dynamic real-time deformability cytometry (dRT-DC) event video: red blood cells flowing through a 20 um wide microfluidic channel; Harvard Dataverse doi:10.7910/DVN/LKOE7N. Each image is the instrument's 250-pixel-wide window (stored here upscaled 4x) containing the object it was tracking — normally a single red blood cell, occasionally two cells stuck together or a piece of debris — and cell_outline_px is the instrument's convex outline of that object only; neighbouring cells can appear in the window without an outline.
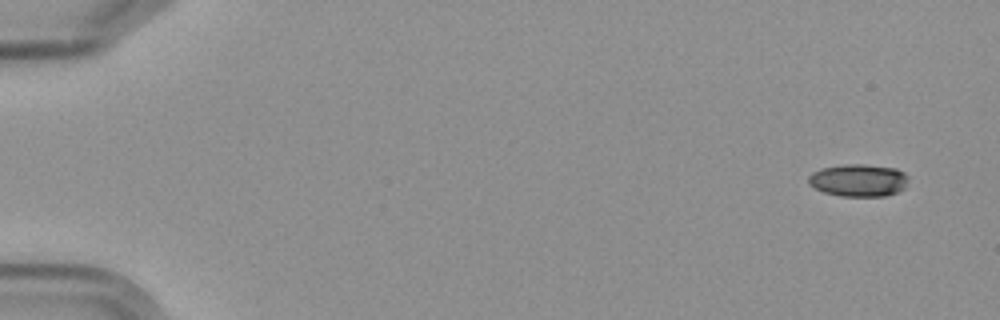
{"species": "Egyptian fruit bat (a non-hibernating species)", "species_latin": "Rousettus aegyptiacus", "temperature_condition": "cold", "stored_images_in_passage": 7, "camera_frame_rate_fps": 3000, "um_per_image_px": 0.085, "frame": {"image": 1, "passage_image": 1, "time_ms": 0.0, "image_size_px": [1000, 320], "cell_outline_px": [[908, 180], [904, 188], [896, 192], [884, 196], [840, 196], [824, 192], [808, 184], [808, 176], [812, 172], [820, 168], [848, 164], [864, 164], [896, 168], [904, 172], [908, 176]], "centroid_in_image_um": [72.97, 15.32], "position_along_channel_um": 12.0, "area_um2": 18.96}}
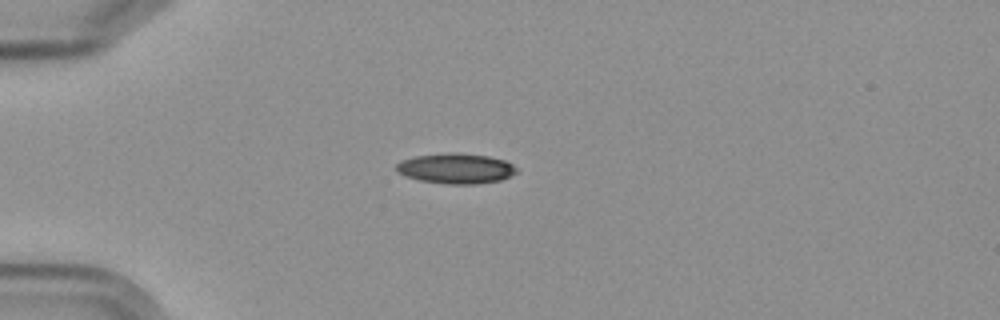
{"frame": {"image": 2, "passage_image": 4, "time_ms": 4.333, "image_size_px": [1000, 320], "cell_outline_px": [[516, 172], [500, 180], [476, 184], [448, 184], [420, 180], [404, 176], [396, 172], [396, 164], [400, 160], [416, 156], [488, 156], [504, 160], [512, 164], [516, 168]], "centroid_in_image_um": [38.72, 14.38], "position_along_channel_um": 46.3, "area_um2": 20.06}}
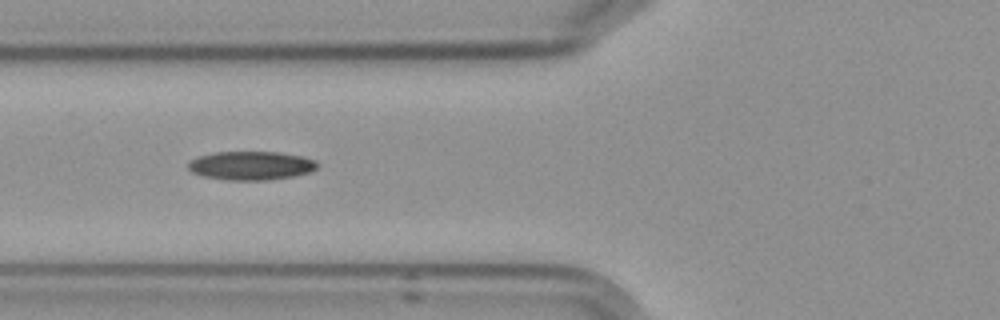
{"frame": {"image": 3, "passage_image": 6, "time_ms": 6.667, "image_size_px": [1000, 320], "cell_outline_px": [[320, 164], [316, 168], [308, 172], [292, 176], [268, 180], [228, 180], [204, 176], [192, 172], [188, 168], [188, 160], [196, 156], [212, 152], [280, 152], [304, 156], [316, 160]], "centroid_in_image_um": [21.32, 14.06], "position_along_channel_um": 104.5, "area_um2": 21.79}}